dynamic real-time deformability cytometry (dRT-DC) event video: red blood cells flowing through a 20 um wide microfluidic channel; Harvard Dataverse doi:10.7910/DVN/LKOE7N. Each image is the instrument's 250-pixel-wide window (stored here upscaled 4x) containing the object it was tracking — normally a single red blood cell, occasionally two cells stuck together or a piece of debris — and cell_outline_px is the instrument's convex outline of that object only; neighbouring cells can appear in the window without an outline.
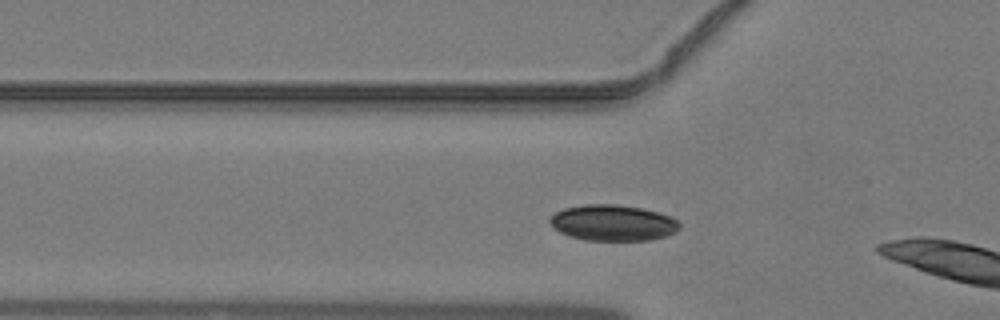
{"species": "common noctule bat (a hibernating species)", "species_latin": "Nyctalus noctula", "temperature_condition": "warm", "stored_images_in_passage": 4, "camera_frame_rate_fps": 3000, "um_per_image_px": 0.085, "animal": {"sex": "male", "body_mass_g": 19.2, "forearm_length_mm": 51.8}, "frame": {"image": 1, "passage_image": 2, "time_ms": 0.333, "image_size_px": [1000, 320], "cell_outline_px": [[680, 228], [676, 232], [668, 236], [652, 240], [584, 240], [568, 236], [560, 232], [548, 220], [556, 212], [564, 208], [584, 204], [616, 204], [640, 208], [656, 212], [668, 216], [676, 220], [680, 224]], "centroid_in_image_um": [52.1, 18.95], "position_along_channel_um": 73.7, "area_um2": 27.11}}